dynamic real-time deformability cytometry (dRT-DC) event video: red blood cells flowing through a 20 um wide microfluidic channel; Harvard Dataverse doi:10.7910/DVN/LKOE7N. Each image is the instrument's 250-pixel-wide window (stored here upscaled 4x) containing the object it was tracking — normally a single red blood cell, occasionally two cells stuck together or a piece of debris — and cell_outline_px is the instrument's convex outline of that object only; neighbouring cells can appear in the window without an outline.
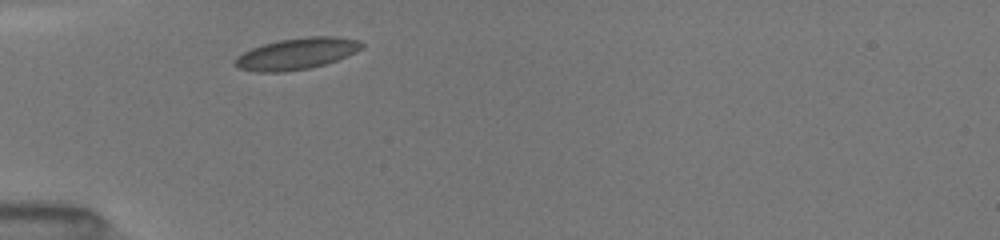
{"species": "common noctule bat (a hibernating species)", "species_latin": "Nyctalus noctula", "temperature_condition": "room temperature", "stored_images_in_passage": 25, "camera_frame_rate_fps": 3000, "um_per_image_px": 0.085, "animal": {"sex": "female", "body_mass_g": 19.5, "forearm_length_mm": 54.1}, "frame": {"image": 1, "passage_image": 1, "time_ms": 0.0, "image_size_px": [1000, 240], "cell_outline_px": [[364, 48], [348, 56], [324, 64], [308, 68], [284, 72], [256, 72], [236, 68], [232, 64], [232, 60], [236, 56], [252, 48], [264, 44], [280, 40], [308, 36], [336, 36], [360, 40], [364, 44]], "centroid_in_image_um": [25.2, 4.56], "position_along_channel_um": 59.8, "area_um2": 23.47}}
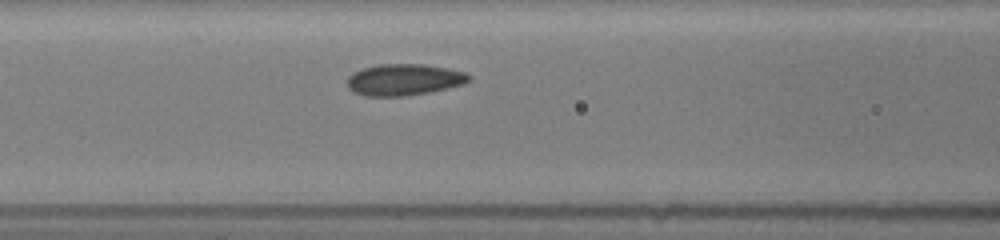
{"frame": {"image": 2, "passage_image": 15, "time_ms": 2.0, "image_size_px": [1000, 240], "cell_outline_px": [[472, 80], [464, 84], [448, 88], [428, 92], [404, 96], [364, 96], [352, 92], [348, 88], [348, 76], [352, 72], [364, 68], [380, 64], [424, 64], [448, 68], [464, 72], [472, 76]], "centroid_in_image_um": [34.35, 6.77], "position_along_channel_um": 132.2, "area_um2": 22.48}}
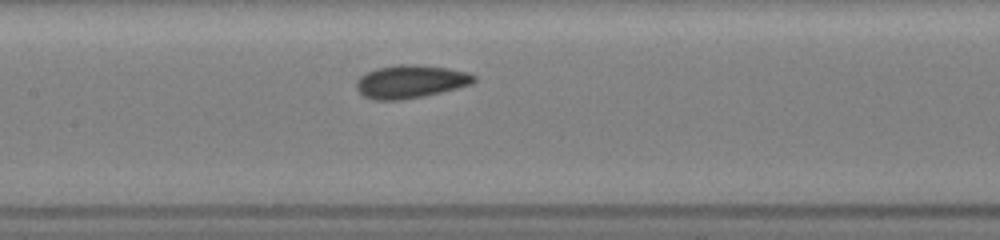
{"frame": {"image": 3, "passage_image": 22, "time_ms": 3.0, "image_size_px": [1000, 240], "cell_outline_px": [[476, 80], [472, 84], [424, 96], [400, 100], [372, 100], [364, 96], [356, 88], [356, 80], [360, 76], [376, 68], [400, 64], [412, 64], [448, 68], [468, 72], [476, 76]], "centroid_in_image_um": [34.89, 6.93], "position_along_channel_um": 172.5, "area_um2": 22.66}}